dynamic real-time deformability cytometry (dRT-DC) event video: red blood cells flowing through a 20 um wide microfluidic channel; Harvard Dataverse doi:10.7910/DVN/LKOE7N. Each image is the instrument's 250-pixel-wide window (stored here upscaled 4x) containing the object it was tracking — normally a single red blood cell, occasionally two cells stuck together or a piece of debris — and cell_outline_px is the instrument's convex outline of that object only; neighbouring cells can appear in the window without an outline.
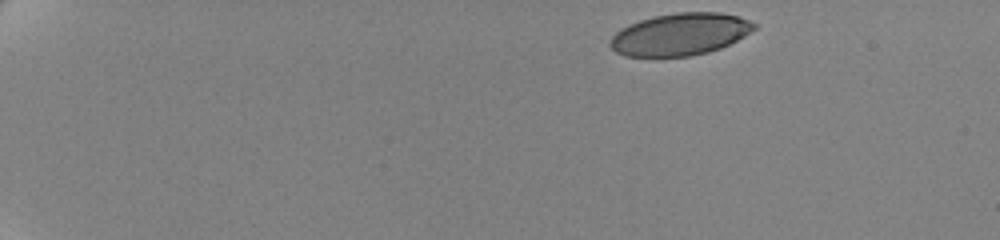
{"species": "human", "species_latin": "Homo sapiens", "temperature_condition": "cold", "stored_images_in_passage": 51, "camera_frame_rate_fps": 3000, "um_per_image_px": 0.085, "donor": {"sex": "female"}, "frame": {"image": 1, "passage_image": 1, "time_ms": 0.0, "image_size_px": [1000, 240], "cell_outline_px": [[756, 28], [744, 36], [720, 48], [708, 52], [688, 56], [624, 56], [616, 52], [608, 44], [612, 36], [620, 28], [628, 24], [640, 20], [656, 16], [676, 12], [720, 12], [740, 16], [756, 24]], "centroid_in_image_um": [57.79, 2.9], "position_along_channel_um": 27.2, "area_um2": 35.32}}
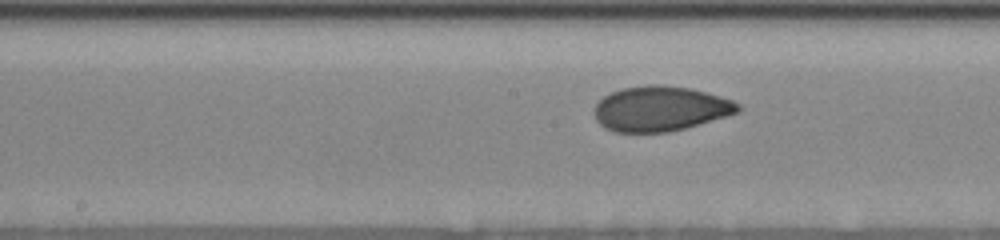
{"frame": {"image": 2, "passage_image": 26, "time_ms": 8.333, "image_size_px": [1000, 240], "cell_outline_px": [[740, 108], [736, 112], [724, 116], [684, 128], [668, 132], [616, 132], [604, 128], [596, 120], [592, 112], [596, 104], [604, 96], [612, 92], [624, 88], [648, 84], [660, 84], [692, 88], [720, 96], [732, 100], [740, 104]], "centroid_in_image_um": [56.08, 9.23], "position_along_channel_um": 192.1, "area_um2": 37.51}}
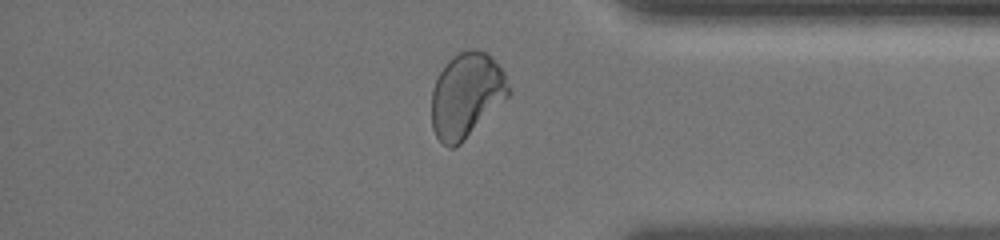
{"frame": {"image": 3, "passage_image": 44, "time_ms": 14.333, "image_size_px": [1000, 240], "cell_outline_px": [[508, 96], [460, 144], [452, 148], [448, 148], [436, 136], [432, 128], [432, 88], [440, 72], [448, 60], [452, 56], [460, 52], [472, 48], [476, 48], [488, 52], [492, 56], [504, 72], [508, 88]], "centroid_in_image_um": [39.62, 8.06], "position_along_channel_um": 395.6, "area_um2": 37.74}, "authors_computed_cell_mechanics": {"area_um2": 37.281, "velocity_mm_per_s": 3.4936, "shape_relaxation_time_tau1_ms": 5.6291, "shape_relaxation_time_tau2_ms": 0.8704, "deformation_change_tau1": 0.136, "deformation_change_tau2": 0.044}}